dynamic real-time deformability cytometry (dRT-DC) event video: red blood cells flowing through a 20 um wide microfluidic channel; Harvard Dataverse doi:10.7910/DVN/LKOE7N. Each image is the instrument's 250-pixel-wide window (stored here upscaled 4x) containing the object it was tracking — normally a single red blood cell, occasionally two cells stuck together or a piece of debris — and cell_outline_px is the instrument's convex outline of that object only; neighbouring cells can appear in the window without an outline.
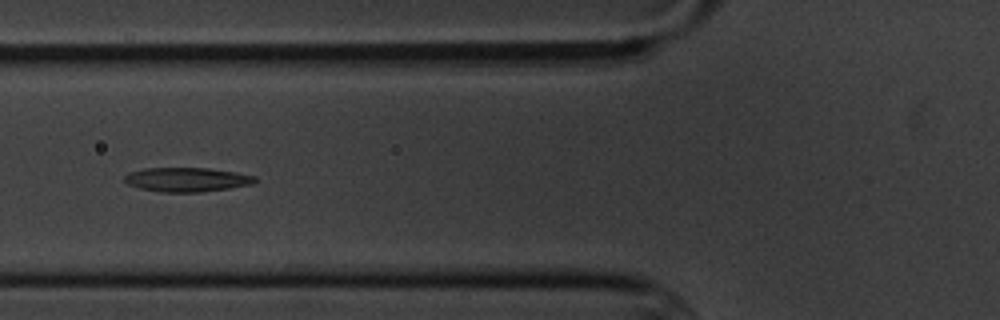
{"species": "common noctule bat (a hibernating species)", "species_latin": "Nyctalus noctula", "temperature_condition": "cold", "stored_images_in_passage": 7, "camera_frame_rate_fps": 3000, "um_per_image_px": 0.085, "animal": {"sex": "male", "body_mass_g": 20.1, "forearm_length_mm": 53.5}, "frame": {"image": 1, "passage_image": 5, "time_ms": 5.667, "image_size_px": [1000, 320], "cell_outline_px": [[256, 180], [252, 184], [228, 188], [200, 192], [160, 192], [140, 188], [128, 184], [124, 180], [124, 176], [128, 172], [144, 168], [208, 168], [236, 172], [256, 176]], "centroid_in_image_um": [15.86, 15.26], "position_along_channel_um": 109.9, "area_um2": 18.38}}
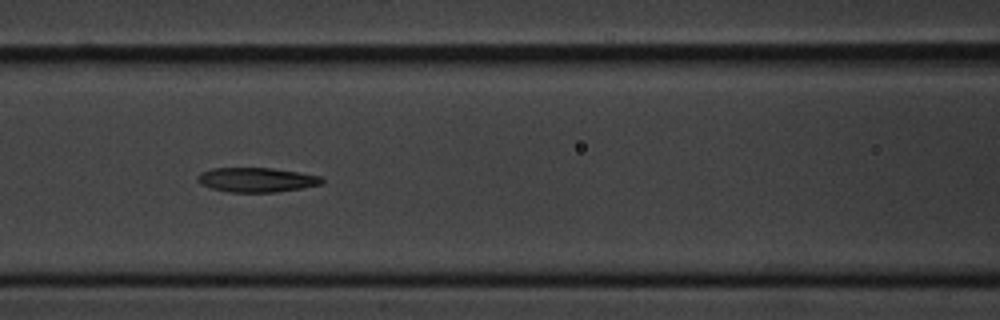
{"frame": {"image": 2, "passage_image": 6, "time_ms": 6.667, "image_size_px": [1000, 320], "cell_outline_px": [[324, 180], [320, 184], [300, 188], [276, 192], [228, 192], [212, 188], [200, 184], [196, 180], [196, 176], [200, 172], [212, 168], [272, 168], [300, 172], [320, 176]], "centroid_in_image_um": [21.76, 15.28], "position_along_channel_um": 144.8, "area_um2": 17.74}}
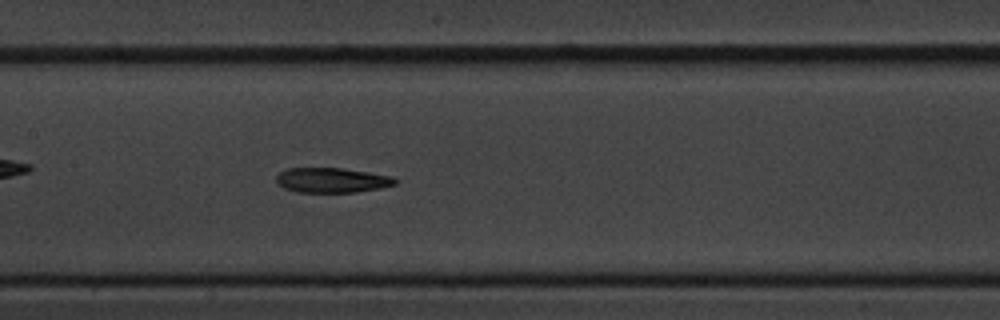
{"frame": {"image": 3, "passage_image": 7, "time_ms": 7.667, "image_size_px": [1000, 320], "cell_outline_px": [[400, 180], [396, 184], [380, 188], [356, 192], [296, 192], [284, 188], [276, 184], [276, 176], [280, 172], [288, 168], [340, 168], [368, 172], [392, 176]], "centroid_in_image_um": [28.21, 15.32], "position_along_channel_um": 179.2, "area_um2": 17.34}}